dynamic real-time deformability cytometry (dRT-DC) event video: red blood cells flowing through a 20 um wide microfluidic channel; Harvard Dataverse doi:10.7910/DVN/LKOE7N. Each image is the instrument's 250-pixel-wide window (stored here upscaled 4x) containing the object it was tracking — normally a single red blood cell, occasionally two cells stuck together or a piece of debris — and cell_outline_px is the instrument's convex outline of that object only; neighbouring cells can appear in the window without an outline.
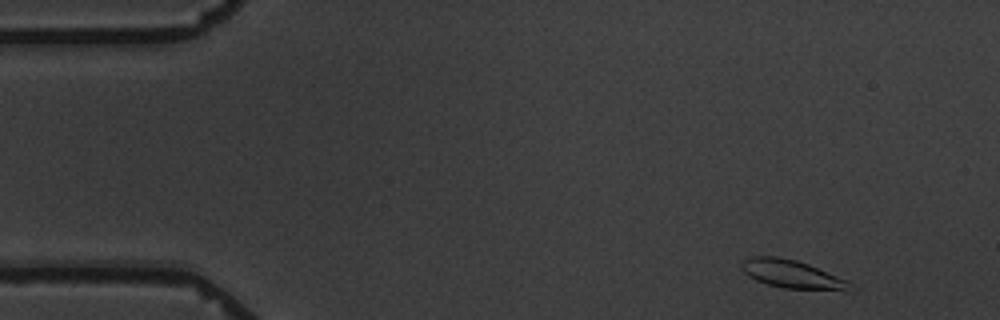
{"species": "common noctule bat (a hibernating species)", "species_latin": "Nyctalus noctula", "temperature_condition": "warm", "stored_images_in_passage": 4, "camera_frame_rate_fps": 3000, "um_per_image_px": 0.085, "animal": {"sex": "male", "body_mass_g": 19.5, "forearm_length_mm": 54.6}, "frame": {"image": 1, "passage_image": 1, "time_ms": 0.0, "image_size_px": [1000, 320], "cell_outline_px": [[856, 288], [852, 292], [848, 292], [784, 288], [768, 284], [756, 280], [748, 276], [740, 268], [740, 264], [744, 260], [752, 256], [776, 256], [796, 260], [808, 264], [848, 280]], "centroid_in_image_um": [67.42, 23.34], "position_along_channel_um": 17.6, "area_um2": 18.32}}